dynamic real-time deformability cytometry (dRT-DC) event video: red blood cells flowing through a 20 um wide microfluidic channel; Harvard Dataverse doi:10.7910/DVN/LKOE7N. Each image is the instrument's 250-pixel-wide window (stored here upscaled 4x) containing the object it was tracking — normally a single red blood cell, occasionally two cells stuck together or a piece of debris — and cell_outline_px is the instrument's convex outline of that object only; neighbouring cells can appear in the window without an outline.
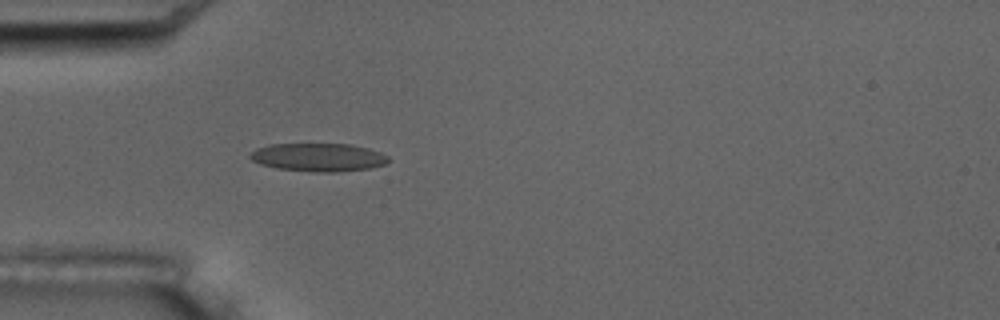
{"species": "common noctule bat (a hibernating species)", "species_latin": "Nyctalus noctula", "temperature_condition": "room temperature", "stored_images_in_passage": 5, "camera_frame_rate_fps": 3000, "um_per_image_px": 0.085, "animal": {"sex": "male", "body_mass_g": 17.5, "forearm_length_mm": 52.3}, "frame": {"image": 1, "passage_image": 5, "time_ms": 5.333, "image_size_px": [1000, 320], "cell_outline_px": [[392, 160], [388, 164], [372, 168], [336, 172], [316, 172], [276, 168], [260, 164], [252, 160], [248, 156], [248, 152], [256, 148], [268, 144], [352, 144], [368, 148], [380, 152], [388, 156]], "centroid_in_image_um": [27.08, 13.37], "position_along_channel_um": 57.9, "area_um2": 23.12}}